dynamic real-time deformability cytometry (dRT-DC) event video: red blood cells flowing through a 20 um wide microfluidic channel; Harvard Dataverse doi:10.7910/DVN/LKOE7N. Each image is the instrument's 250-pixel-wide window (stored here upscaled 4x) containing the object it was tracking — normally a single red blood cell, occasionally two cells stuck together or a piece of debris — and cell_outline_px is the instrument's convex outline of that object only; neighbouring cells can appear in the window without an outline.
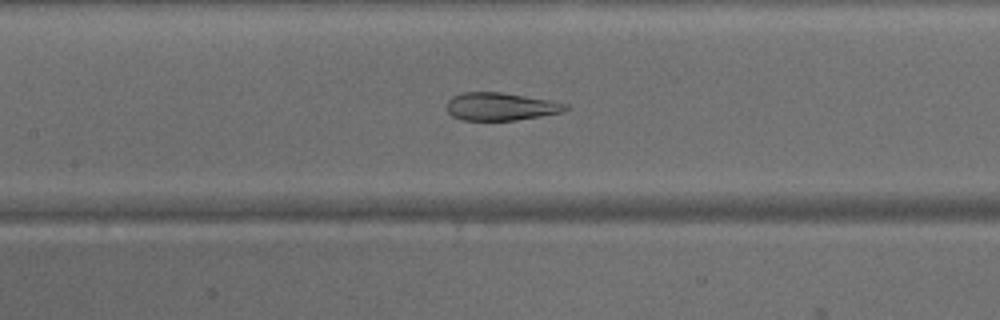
{"species": "common noctule bat (a hibernating species)", "species_latin": "Nyctalus noctula", "temperature_condition": "warm", "stored_images_in_passage": 34, "camera_frame_rate_fps": 3000, "um_per_image_px": 0.085, "animal": {"sex": "male", "body_mass_g": 15.6}, "frame": {"image": 1, "passage_image": 9, "time_ms": 2.667, "image_size_px": [1000, 320], "cell_outline_px": [[568, 108], [564, 112], [516, 120], [460, 120], [452, 116], [448, 112], [448, 100], [452, 96], [464, 92], [500, 92], [548, 100], [568, 104]], "centroid_in_image_um": [42.54, 9.06], "position_along_channel_um": 164.9, "area_um2": 19.13}}
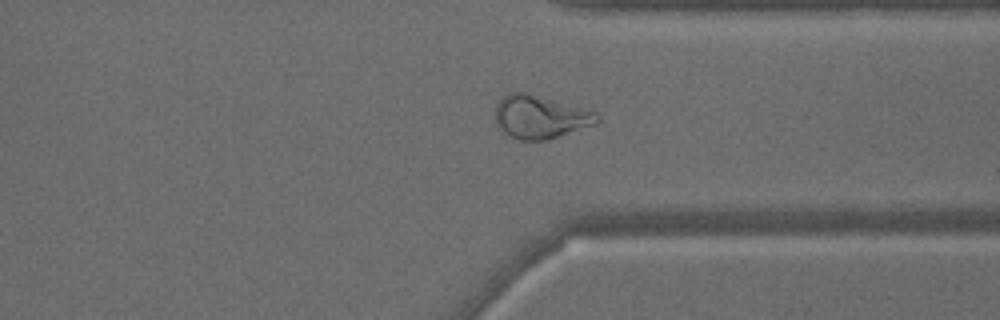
{"frame": {"image": 2, "passage_image": 23, "time_ms": 7.333, "image_size_px": [1000, 320], "cell_outline_px": [[600, 120], [596, 124], [544, 140], [520, 140], [508, 136], [500, 128], [496, 120], [496, 104], [508, 92], [524, 92], [596, 112], [600, 116]], "centroid_in_image_um": [45.9, 9.94], "position_along_channel_um": 365.5, "area_um2": 25.09}}
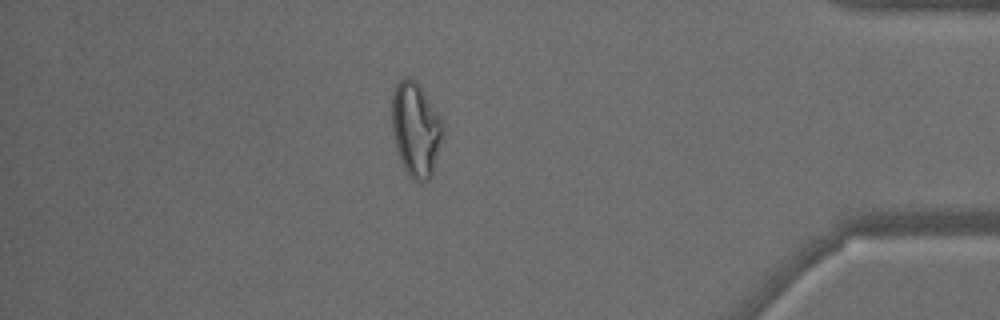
{"frame": {"image": 3, "passage_image": 28, "time_ms": 9.0, "image_size_px": [1000, 320], "cell_outline_px": [[444, 136], [432, 176], [428, 180], [420, 184], [404, 168], [400, 160], [396, 148], [392, 128], [392, 96], [396, 84], [404, 76], [408, 76], [416, 80], [440, 116], [444, 132]], "centroid_in_image_um": [35.36, 11.0], "position_along_channel_um": 399.8, "area_um2": 28.21}}